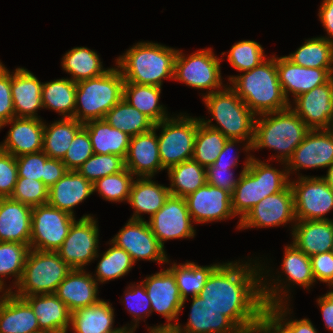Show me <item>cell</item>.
Wrapping results in <instances>:
<instances>
[{
    "label": "cell",
    "mask_w": 333,
    "mask_h": 333,
    "mask_svg": "<svg viewBox=\"0 0 333 333\" xmlns=\"http://www.w3.org/2000/svg\"><path fill=\"white\" fill-rule=\"evenodd\" d=\"M240 261L222 262L211 273L199 296L243 333H249L266 307L261 291L259 257Z\"/></svg>",
    "instance_id": "1"
},
{
    "label": "cell",
    "mask_w": 333,
    "mask_h": 333,
    "mask_svg": "<svg viewBox=\"0 0 333 333\" xmlns=\"http://www.w3.org/2000/svg\"><path fill=\"white\" fill-rule=\"evenodd\" d=\"M229 87L256 115L290 107L277 74V57L272 55L250 71L227 77Z\"/></svg>",
    "instance_id": "2"
},
{
    "label": "cell",
    "mask_w": 333,
    "mask_h": 333,
    "mask_svg": "<svg viewBox=\"0 0 333 333\" xmlns=\"http://www.w3.org/2000/svg\"><path fill=\"white\" fill-rule=\"evenodd\" d=\"M178 49L155 43L139 41L115 60L124 83L162 87L164 79H172Z\"/></svg>",
    "instance_id": "3"
},
{
    "label": "cell",
    "mask_w": 333,
    "mask_h": 333,
    "mask_svg": "<svg viewBox=\"0 0 333 333\" xmlns=\"http://www.w3.org/2000/svg\"><path fill=\"white\" fill-rule=\"evenodd\" d=\"M309 130L306 123L290 107L258 115L254 124L251 151L272 149L276 154H272L268 161L273 159L286 163Z\"/></svg>",
    "instance_id": "4"
},
{
    "label": "cell",
    "mask_w": 333,
    "mask_h": 333,
    "mask_svg": "<svg viewBox=\"0 0 333 333\" xmlns=\"http://www.w3.org/2000/svg\"><path fill=\"white\" fill-rule=\"evenodd\" d=\"M268 162L252 154L248 168L240 175L231 195L232 210L239 217L237 229L240 221L257 203L269 195L283 191L290 184L286 163L281 162L283 169H276Z\"/></svg>",
    "instance_id": "5"
},
{
    "label": "cell",
    "mask_w": 333,
    "mask_h": 333,
    "mask_svg": "<svg viewBox=\"0 0 333 333\" xmlns=\"http://www.w3.org/2000/svg\"><path fill=\"white\" fill-rule=\"evenodd\" d=\"M283 254L284 257L280 267L282 272L277 271L281 273L277 276L272 275L275 273H271L273 271L272 268H269V265L266 266L265 262H260L261 291L265 307L275 304H289V301H291L289 299L291 298L290 291H292L291 288L293 285L296 286L297 284L299 287L309 290L316 283L312 272L310 256H307L292 242L284 247ZM282 273L285 275L282 276Z\"/></svg>",
    "instance_id": "6"
},
{
    "label": "cell",
    "mask_w": 333,
    "mask_h": 333,
    "mask_svg": "<svg viewBox=\"0 0 333 333\" xmlns=\"http://www.w3.org/2000/svg\"><path fill=\"white\" fill-rule=\"evenodd\" d=\"M211 118H200L210 128L220 131L228 139L245 140L250 145L254 138L256 115L242 99L228 86L202 97Z\"/></svg>",
    "instance_id": "7"
},
{
    "label": "cell",
    "mask_w": 333,
    "mask_h": 333,
    "mask_svg": "<svg viewBox=\"0 0 333 333\" xmlns=\"http://www.w3.org/2000/svg\"><path fill=\"white\" fill-rule=\"evenodd\" d=\"M124 82L116 65L100 76L77 82L74 118L83 124L104 119L123 98Z\"/></svg>",
    "instance_id": "8"
},
{
    "label": "cell",
    "mask_w": 333,
    "mask_h": 333,
    "mask_svg": "<svg viewBox=\"0 0 333 333\" xmlns=\"http://www.w3.org/2000/svg\"><path fill=\"white\" fill-rule=\"evenodd\" d=\"M71 270L72 268L59 257L56 251L30 249L22 277L11 292L20 298L55 293L58 285Z\"/></svg>",
    "instance_id": "9"
},
{
    "label": "cell",
    "mask_w": 333,
    "mask_h": 333,
    "mask_svg": "<svg viewBox=\"0 0 333 333\" xmlns=\"http://www.w3.org/2000/svg\"><path fill=\"white\" fill-rule=\"evenodd\" d=\"M175 115L153 127L156 131L161 128L157 139L164 170L192 159L197 127L201 121L200 117H191L186 112Z\"/></svg>",
    "instance_id": "10"
},
{
    "label": "cell",
    "mask_w": 333,
    "mask_h": 333,
    "mask_svg": "<svg viewBox=\"0 0 333 333\" xmlns=\"http://www.w3.org/2000/svg\"><path fill=\"white\" fill-rule=\"evenodd\" d=\"M221 59L212 48L199 49L187 55L178 49L173 80L194 89L207 90L202 97L224 89L221 73Z\"/></svg>",
    "instance_id": "11"
},
{
    "label": "cell",
    "mask_w": 333,
    "mask_h": 333,
    "mask_svg": "<svg viewBox=\"0 0 333 333\" xmlns=\"http://www.w3.org/2000/svg\"><path fill=\"white\" fill-rule=\"evenodd\" d=\"M97 223L93 214H85L75 220L61 247L56 251L72 269H84L95 261L100 243Z\"/></svg>",
    "instance_id": "12"
},
{
    "label": "cell",
    "mask_w": 333,
    "mask_h": 333,
    "mask_svg": "<svg viewBox=\"0 0 333 333\" xmlns=\"http://www.w3.org/2000/svg\"><path fill=\"white\" fill-rule=\"evenodd\" d=\"M76 218L48 203L32 207L30 249L57 251Z\"/></svg>",
    "instance_id": "13"
},
{
    "label": "cell",
    "mask_w": 333,
    "mask_h": 333,
    "mask_svg": "<svg viewBox=\"0 0 333 333\" xmlns=\"http://www.w3.org/2000/svg\"><path fill=\"white\" fill-rule=\"evenodd\" d=\"M294 194L296 220H329L333 210V190L321 176H300L290 179Z\"/></svg>",
    "instance_id": "14"
},
{
    "label": "cell",
    "mask_w": 333,
    "mask_h": 333,
    "mask_svg": "<svg viewBox=\"0 0 333 333\" xmlns=\"http://www.w3.org/2000/svg\"><path fill=\"white\" fill-rule=\"evenodd\" d=\"M110 241L124 249L135 264L137 261L145 260L165 265L169 260L165 248L152 233L146 220L128 219Z\"/></svg>",
    "instance_id": "15"
},
{
    "label": "cell",
    "mask_w": 333,
    "mask_h": 333,
    "mask_svg": "<svg viewBox=\"0 0 333 333\" xmlns=\"http://www.w3.org/2000/svg\"><path fill=\"white\" fill-rule=\"evenodd\" d=\"M296 223L294 194L289 184L283 191L269 195L257 203L240 221L239 230L270 228Z\"/></svg>",
    "instance_id": "16"
},
{
    "label": "cell",
    "mask_w": 333,
    "mask_h": 333,
    "mask_svg": "<svg viewBox=\"0 0 333 333\" xmlns=\"http://www.w3.org/2000/svg\"><path fill=\"white\" fill-rule=\"evenodd\" d=\"M148 220L152 233L164 248L167 240L189 239L196 235L186 201L180 196L170 194L162 208Z\"/></svg>",
    "instance_id": "17"
},
{
    "label": "cell",
    "mask_w": 333,
    "mask_h": 333,
    "mask_svg": "<svg viewBox=\"0 0 333 333\" xmlns=\"http://www.w3.org/2000/svg\"><path fill=\"white\" fill-rule=\"evenodd\" d=\"M333 165V138L326 129H310L286 162L289 175L302 169H324ZM295 172V173H294Z\"/></svg>",
    "instance_id": "18"
},
{
    "label": "cell",
    "mask_w": 333,
    "mask_h": 333,
    "mask_svg": "<svg viewBox=\"0 0 333 333\" xmlns=\"http://www.w3.org/2000/svg\"><path fill=\"white\" fill-rule=\"evenodd\" d=\"M141 282L150 299L152 313L162 315L167 320L164 324H177L183 300L174 274L166 267L152 275H146Z\"/></svg>",
    "instance_id": "19"
},
{
    "label": "cell",
    "mask_w": 333,
    "mask_h": 333,
    "mask_svg": "<svg viewBox=\"0 0 333 333\" xmlns=\"http://www.w3.org/2000/svg\"><path fill=\"white\" fill-rule=\"evenodd\" d=\"M184 199L194 223L219 222L236 217L232 210L231 194L208 183Z\"/></svg>",
    "instance_id": "20"
},
{
    "label": "cell",
    "mask_w": 333,
    "mask_h": 333,
    "mask_svg": "<svg viewBox=\"0 0 333 333\" xmlns=\"http://www.w3.org/2000/svg\"><path fill=\"white\" fill-rule=\"evenodd\" d=\"M290 108L310 129H326L333 121V76L326 83L296 97Z\"/></svg>",
    "instance_id": "21"
},
{
    "label": "cell",
    "mask_w": 333,
    "mask_h": 333,
    "mask_svg": "<svg viewBox=\"0 0 333 333\" xmlns=\"http://www.w3.org/2000/svg\"><path fill=\"white\" fill-rule=\"evenodd\" d=\"M277 74L286 99L291 104L299 95L326 83L333 76V69L307 68L290 61L286 55L277 56Z\"/></svg>",
    "instance_id": "22"
},
{
    "label": "cell",
    "mask_w": 333,
    "mask_h": 333,
    "mask_svg": "<svg viewBox=\"0 0 333 333\" xmlns=\"http://www.w3.org/2000/svg\"><path fill=\"white\" fill-rule=\"evenodd\" d=\"M11 126L6 138L0 142V149L14 157L43 150L44 120L13 117L3 123L0 129Z\"/></svg>",
    "instance_id": "23"
},
{
    "label": "cell",
    "mask_w": 333,
    "mask_h": 333,
    "mask_svg": "<svg viewBox=\"0 0 333 333\" xmlns=\"http://www.w3.org/2000/svg\"><path fill=\"white\" fill-rule=\"evenodd\" d=\"M125 166L135 177L154 178L164 170L160 161L157 132L154 128L130 137Z\"/></svg>",
    "instance_id": "24"
},
{
    "label": "cell",
    "mask_w": 333,
    "mask_h": 333,
    "mask_svg": "<svg viewBox=\"0 0 333 333\" xmlns=\"http://www.w3.org/2000/svg\"><path fill=\"white\" fill-rule=\"evenodd\" d=\"M42 87L43 82L24 67H17L11 72V95L15 117L41 119L37 112L44 109Z\"/></svg>",
    "instance_id": "25"
},
{
    "label": "cell",
    "mask_w": 333,
    "mask_h": 333,
    "mask_svg": "<svg viewBox=\"0 0 333 333\" xmlns=\"http://www.w3.org/2000/svg\"><path fill=\"white\" fill-rule=\"evenodd\" d=\"M98 286L92 273L86 271V268L72 269L58 285L55 294L72 312L98 303L101 300L98 297Z\"/></svg>",
    "instance_id": "26"
},
{
    "label": "cell",
    "mask_w": 333,
    "mask_h": 333,
    "mask_svg": "<svg viewBox=\"0 0 333 333\" xmlns=\"http://www.w3.org/2000/svg\"><path fill=\"white\" fill-rule=\"evenodd\" d=\"M32 207L0 198V242H18L30 245Z\"/></svg>",
    "instance_id": "27"
},
{
    "label": "cell",
    "mask_w": 333,
    "mask_h": 333,
    "mask_svg": "<svg viewBox=\"0 0 333 333\" xmlns=\"http://www.w3.org/2000/svg\"><path fill=\"white\" fill-rule=\"evenodd\" d=\"M93 183L77 170L66 174L48 189V204L75 216L74 207L93 194Z\"/></svg>",
    "instance_id": "28"
},
{
    "label": "cell",
    "mask_w": 333,
    "mask_h": 333,
    "mask_svg": "<svg viewBox=\"0 0 333 333\" xmlns=\"http://www.w3.org/2000/svg\"><path fill=\"white\" fill-rule=\"evenodd\" d=\"M44 333H67L71 325V311L55 293L25 296Z\"/></svg>",
    "instance_id": "29"
},
{
    "label": "cell",
    "mask_w": 333,
    "mask_h": 333,
    "mask_svg": "<svg viewBox=\"0 0 333 333\" xmlns=\"http://www.w3.org/2000/svg\"><path fill=\"white\" fill-rule=\"evenodd\" d=\"M186 325L177 326L183 333H243L228 317L221 314L199 295L191 297Z\"/></svg>",
    "instance_id": "30"
},
{
    "label": "cell",
    "mask_w": 333,
    "mask_h": 333,
    "mask_svg": "<svg viewBox=\"0 0 333 333\" xmlns=\"http://www.w3.org/2000/svg\"><path fill=\"white\" fill-rule=\"evenodd\" d=\"M292 243L307 256L331 251L333 219L296 220L291 229Z\"/></svg>",
    "instance_id": "31"
},
{
    "label": "cell",
    "mask_w": 333,
    "mask_h": 333,
    "mask_svg": "<svg viewBox=\"0 0 333 333\" xmlns=\"http://www.w3.org/2000/svg\"><path fill=\"white\" fill-rule=\"evenodd\" d=\"M42 332L31 306L12 292L0 297V333Z\"/></svg>",
    "instance_id": "32"
},
{
    "label": "cell",
    "mask_w": 333,
    "mask_h": 333,
    "mask_svg": "<svg viewBox=\"0 0 333 333\" xmlns=\"http://www.w3.org/2000/svg\"><path fill=\"white\" fill-rule=\"evenodd\" d=\"M152 179L153 177L134 178L127 202L134 209L130 219L146 220L143 218L145 214H148L150 218L162 208L169 197L168 186L158 184Z\"/></svg>",
    "instance_id": "33"
},
{
    "label": "cell",
    "mask_w": 333,
    "mask_h": 333,
    "mask_svg": "<svg viewBox=\"0 0 333 333\" xmlns=\"http://www.w3.org/2000/svg\"><path fill=\"white\" fill-rule=\"evenodd\" d=\"M115 309L112 304L101 299L98 303L71 312L70 333H113Z\"/></svg>",
    "instance_id": "34"
},
{
    "label": "cell",
    "mask_w": 333,
    "mask_h": 333,
    "mask_svg": "<svg viewBox=\"0 0 333 333\" xmlns=\"http://www.w3.org/2000/svg\"><path fill=\"white\" fill-rule=\"evenodd\" d=\"M87 129L95 154H114L124 159L129 149L130 136L112 127L105 119L83 124Z\"/></svg>",
    "instance_id": "35"
},
{
    "label": "cell",
    "mask_w": 333,
    "mask_h": 333,
    "mask_svg": "<svg viewBox=\"0 0 333 333\" xmlns=\"http://www.w3.org/2000/svg\"><path fill=\"white\" fill-rule=\"evenodd\" d=\"M162 87L145 84L124 83L123 98L146 115L154 124L168 119L167 107L159 103ZM169 113V114H168Z\"/></svg>",
    "instance_id": "36"
},
{
    "label": "cell",
    "mask_w": 333,
    "mask_h": 333,
    "mask_svg": "<svg viewBox=\"0 0 333 333\" xmlns=\"http://www.w3.org/2000/svg\"><path fill=\"white\" fill-rule=\"evenodd\" d=\"M167 261V267L173 274L183 300L182 309L188 301V296L199 295L211 273L221 264L219 262L206 266H200L195 262L186 260L185 263Z\"/></svg>",
    "instance_id": "37"
},
{
    "label": "cell",
    "mask_w": 333,
    "mask_h": 333,
    "mask_svg": "<svg viewBox=\"0 0 333 333\" xmlns=\"http://www.w3.org/2000/svg\"><path fill=\"white\" fill-rule=\"evenodd\" d=\"M61 67L70 80L77 83L104 74L108 69L103 66L99 54L87 47H73L61 58Z\"/></svg>",
    "instance_id": "38"
},
{
    "label": "cell",
    "mask_w": 333,
    "mask_h": 333,
    "mask_svg": "<svg viewBox=\"0 0 333 333\" xmlns=\"http://www.w3.org/2000/svg\"><path fill=\"white\" fill-rule=\"evenodd\" d=\"M83 123L75 118H60L53 123L44 122L43 152L49 158L62 160Z\"/></svg>",
    "instance_id": "39"
},
{
    "label": "cell",
    "mask_w": 333,
    "mask_h": 333,
    "mask_svg": "<svg viewBox=\"0 0 333 333\" xmlns=\"http://www.w3.org/2000/svg\"><path fill=\"white\" fill-rule=\"evenodd\" d=\"M75 97L76 83L67 77L43 83V108L54 110L61 118H74Z\"/></svg>",
    "instance_id": "40"
},
{
    "label": "cell",
    "mask_w": 333,
    "mask_h": 333,
    "mask_svg": "<svg viewBox=\"0 0 333 333\" xmlns=\"http://www.w3.org/2000/svg\"><path fill=\"white\" fill-rule=\"evenodd\" d=\"M170 194L185 198L205 183L206 168L193 159L179 163L167 170Z\"/></svg>",
    "instance_id": "41"
},
{
    "label": "cell",
    "mask_w": 333,
    "mask_h": 333,
    "mask_svg": "<svg viewBox=\"0 0 333 333\" xmlns=\"http://www.w3.org/2000/svg\"><path fill=\"white\" fill-rule=\"evenodd\" d=\"M286 57L303 67L333 69V44L322 36L308 38Z\"/></svg>",
    "instance_id": "42"
},
{
    "label": "cell",
    "mask_w": 333,
    "mask_h": 333,
    "mask_svg": "<svg viewBox=\"0 0 333 333\" xmlns=\"http://www.w3.org/2000/svg\"><path fill=\"white\" fill-rule=\"evenodd\" d=\"M107 243L110 247L103 254L98 252L95 257V260H98L101 256L94 274L92 272L98 284L124 277L135 265L131 256L124 249L117 247L110 240Z\"/></svg>",
    "instance_id": "43"
},
{
    "label": "cell",
    "mask_w": 333,
    "mask_h": 333,
    "mask_svg": "<svg viewBox=\"0 0 333 333\" xmlns=\"http://www.w3.org/2000/svg\"><path fill=\"white\" fill-rule=\"evenodd\" d=\"M112 127L118 128L130 137L150 131L154 123L138 109L122 98L104 118Z\"/></svg>",
    "instance_id": "44"
},
{
    "label": "cell",
    "mask_w": 333,
    "mask_h": 333,
    "mask_svg": "<svg viewBox=\"0 0 333 333\" xmlns=\"http://www.w3.org/2000/svg\"><path fill=\"white\" fill-rule=\"evenodd\" d=\"M29 250L30 247L26 244L0 242V289L3 292L13 291V288L19 283ZM11 276L14 280H12L13 286L8 287L5 279L11 278Z\"/></svg>",
    "instance_id": "45"
},
{
    "label": "cell",
    "mask_w": 333,
    "mask_h": 333,
    "mask_svg": "<svg viewBox=\"0 0 333 333\" xmlns=\"http://www.w3.org/2000/svg\"><path fill=\"white\" fill-rule=\"evenodd\" d=\"M227 140L228 138L220 131L210 128L200 121L192 159L204 168L211 166L217 160Z\"/></svg>",
    "instance_id": "46"
},
{
    "label": "cell",
    "mask_w": 333,
    "mask_h": 333,
    "mask_svg": "<svg viewBox=\"0 0 333 333\" xmlns=\"http://www.w3.org/2000/svg\"><path fill=\"white\" fill-rule=\"evenodd\" d=\"M135 176L125 168L118 173L107 175L93 183V192L108 202H128Z\"/></svg>",
    "instance_id": "47"
},
{
    "label": "cell",
    "mask_w": 333,
    "mask_h": 333,
    "mask_svg": "<svg viewBox=\"0 0 333 333\" xmlns=\"http://www.w3.org/2000/svg\"><path fill=\"white\" fill-rule=\"evenodd\" d=\"M264 48L259 42L254 40H241L234 43L227 53V60L238 72H246L255 68L267 59Z\"/></svg>",
    "instance_id": "48"
},
{
    "label": "cell",
    "mask_w": 333,
    "mask_h": 333,
    "mask_svg": "<svg viewBox=\"0 0 333 333\" xmlns=\"http://www.w3.org/2000/svg\"><path fill=\"white\" fill-rule=\"evenodd\" d=\"M125 159L114 154H93L77 171L88 181L96 180L123 171Z\"/></svg>",
    "instance_id": "49"
},
{
    "label": "cell",
    "mask_w": 333,
    "mask_h": 333,
    "mask_svg": "<svg viewBox=\"0 0 333 333\" xmlns=\"http://www.w3.org/2000/svg\"><path fill=\"white\" fill-rule=\"evenodd\" d=\"M124 298H121V303L125 304L126 310L131 314L133 318L131 323L127 324L126 327L135 329L139 326V321L145 318L147 319L152 315L151 303L146 292L145 286L142 282L139 284L135 282L129 284L124 291ZM129 325V326H128ZM131 325V326H130Z\"/></svg>",
    "instance_id": "50"
},
{
    "label": "cell",
    "mask_w": 333,
    "mask_h": 333,
    "mask_svg": "<svg viewBox=\"0 0 333 333\" xmlns=\"http://www.w3.org/2000/svg\"><path fill=\"white\" fill-rule=\"evenodd\" d=\"M48 187L39 180L18 177L10 198L31 207L48 203Z\"/></svg>",
    "instance_id": "51"
},
{
    "label": "cell",
    "mask_w": 333,
    "mask_h": 333,
    "mask_svg": "<svg viewBox=\"0 0 333 333\" xmlns=\"http://www.w3.org/2000/svg\"><path fill=\"white\" fill-rule=\"evenodd\" d=\"M94 154L87 129L83 126L75 135L61 160L68 170H77Z\"/></svg>",
    "instance_id": "52"
},
{
    "label": "cell",
    "mask_w": 333,
    "mask_h": 333,
    "mask_svg": "<svg viewBox=\"0 0 333 333\" xmlns=\"http://www.w3.org/2000/svg\"><path fill=\"white\" fill-rule=\"evenodd\" d=\"M292 306L289 304H275L266 310L286 329L288 333H319L309 318L293 319L290 315ZM289 315V316H288Z\"/></svg>",
    "instance_id": "53"
},
{
    "label": "cell",
    "mask_w": 333,
    "mask_h": 333,
    "mask_svg": "<svg viewBox=\"0 0 333 333\" xmlns=\"http://www.w3.org/2000/svg\"><path fill=\"white\" fill-rule=\"evenodd\" d=\"M251 157V154H246L244 166L241 169V172L239 176H237V178L236 176H234L233 172L235 169L224 166H214L212 164L211 166L206 168L207 183L212 186L221 188L222 190H225L232 195L236 185L239 182L241 173L248 168Z\"/></svg>",
    "instance_id": "54"
},
{
    "label": "cell",
    "mask_w": 333,
    "mask_h": 333,
    "mask_svg": "<svg viewBox=\"0 0 333 333\" xmlns=\"http://www.w3.org/2000/svg\"><path fill=\"white\" fill-rule=\"evenodd\" d=\"M48 158L43 151L16 157L18 177L39 180L45 184V161Z\"/></svg>",
    "instance_id": "55"
},
{
    "label": "cell",
    "mask_w": 333,
    "mask_h": 333,
    "mask_svg": "<svg viewBox=\"0 0 333 333\" xmlns=\"http://www.w3.org/2000/svg\"><path fill=\"white\" fill-rule=\"evenodd\" d=\"M18 178L16 157L0 149V198L10 197Z\"/></svg>",
    "instance_id": "56"
},
{
    "label": "cell",
    "mask_w": 333,
    "mask_h": 333,
    "mask_svg": "<svg viewBox=\"0 0 333 333\" xmlns=\"http://www.w3.org/2000/svg\"><path fill=\"white\" fill-rule=\"evenodd\" d=\"M15 117L11 95V72L7 67L0 69V126Z\"/></svg>",
    "instance_id": "57"
},
{
    "label": "cell",
    "mask_w": 333,
    "mask_h": 333,
    "mask_svg": "<svg viewBox=\"0 0 333 333\" xmlns=\"http://www.w3.org/2000/svg\"><path fill=\"white\" fill-rule=\"evenodd\" d=\"M314 279L333 287V254L331 251L310 257Z\"/></svg>",
    "instance_id": "58"
},
{
    "label": "cell",
    "mask_w": 333,
    "mask_h": 333,
    "mask_svg": "<svg viewBox=\"0 0 333 333\" xmlns=\"http://www.w3.org/2000/svg\"><path fill=\"white\" fill-rule=\"evenodd\" d=\"M243 144L242 149L243 152H246L247 154H251V145L245 141V140H234V139H228L227 142L224 145L223 150L220 152L219 156L217 157V160L213 163L214 166H224V167H230L231 169H236L239 162V152L238 148L237 150L234 149L237 144ZM232 150H236L237 152L234 153V155L229 154L232 152ZM234 152V151H233ZM229 154V155H228Z\"/></svg>",
    "instance_id": "59"
},
{
    "label": "cell",
    "mask_w": 333,
    "mask_h": 333,
    "mask_svg": "<svg viewBox=\"0 0 333 333\" xmlns=\"http://www.w3.org/2000/svg\"><path fill=\"white\" fill-rule=\"evenodd\" d=\"M249 333H288V332L267 310H265L252 325Z\"/></svg>",
    "instance_id": "60"
},
{
    "label": "cell",
    "mask_w": 333,
    "mask_h": 333,
    "mask_svg": "<svg viewBox=\"0 0 333 333\" xmlns=\"http://www.w3.org/2000/svg\"><path fill=\"white\" fill-rule=\"evenodd\" d=\"M68 169L60 159L48 158L45 161V185L50 188L61 179Z\"/></svg>",
    "instance_id": "61"
},
{
    "label": "cell",
    "mask_w": 333,
    "mask_h": 333,
    "mask_svg": "<svg viewBox=\"0 0 333 333\" xmlns=\"http://www.w3.org/2000/svg\"><path fill=\"white\" fill-rule=\"evenodd\" d=\"M318 10L319 21L327 32L322 37L333 44V0H322Z\"/></svg>",
    "instance_id": "62"
},
{
    "label": "cell",
    "mask_w": 333,
    "mask_h": 333,
    "mask_svg": "<svg viewBox=\"0 0 333 333\" xmlns=\"http://www.w3.org/2000/svg\"><path fill=\"white\" fill-rule=\"evenodd\" d=\"M325 328L333 333V287L317 299Z\"/></svg>",
    "instance_id": "63"
},
{
    "label": "cell",
    "mask_w": 333,
    "mask_h": 333,
    "mask_svg": "<svg viewBox=\"0 0 333 333\" xmlns=\"http://www.w3.org/2000/svg\"><path fill=\"white\" fill-rule=\"evenodd\" d=\"M149 333H183L177 324H159L154 326H148Z\"/></svg>",
    "instance_id": "64"
},
{
    "label": "cell",
    "mask_w": 333,
    "mask_h": 333,
    "mask_svg": "<svg viewBox=\"0 0 333 333\" xmlns=\"http://www.w3.org/2000/svg\"><path fill=\"white\" fill-rule=\"evenodd\" d=\"M327 185L333 190V165L327 169V173L321 176Z\"/></svg>",
    "instance_id": "65"
},
{
    "label": "cell",
    "mask_w": 333,
    "mask_h": 333,
    "mask_svg": "<svg viewBox=\"0 0 333 333\" xmlns=\"http://www.w3.org/2000/svg\"><path fill=\"white\" fill-rule=\"evenodd\" d=\"M135 331H136L135 329L123 326V327H120V329L116 330L113 333H135Z\"/></svg>",
    "instance_id": "66"
},
{
    "label": "cell",
    "mask_w": 333,
    "mask_h": 333,
    "mask_svg": "<svg viewBox=\"0 0 333 333\" xmlns=\"http://www.w3.org/2000/svg\"><path fill=\"white\" fill-rule=\"evenodd\" d=\"M326 130L330 133V135L333 138V121L328 125V127L326 128Z\"/></svg>",
    "instance_id": "67"
},
{
    "label": "cell",
    "mask_w": 333,
    "mask_h": 333,
    "mask_svg": "<svg viewBox=\"0 0 333 333\" xmlns=\"http://www.w3.org/2000/svg\"><path fill=\"white\" fill-rule=\"evenodd\" d=\"M4 65L2 64L1 60H0V69L3 67Z\"/></svg>",
    "instance_id": "68"
},
{
    "label": "cell",
    "mask_w": 333,
    "mask_h": 333,
    "mask_svg": "<svg viewBox=\"0 0 333 333\" xmlns=\"http://www.w3.org/2000/svg\"><path fill=\"white\" fill-rule=\"evenodd\" d=\"M0 293H1V294H0V297H1V296H2V293H4V292L0 289Z\"/></svg>",
    "instance_id": "69"
}]
</instances>
